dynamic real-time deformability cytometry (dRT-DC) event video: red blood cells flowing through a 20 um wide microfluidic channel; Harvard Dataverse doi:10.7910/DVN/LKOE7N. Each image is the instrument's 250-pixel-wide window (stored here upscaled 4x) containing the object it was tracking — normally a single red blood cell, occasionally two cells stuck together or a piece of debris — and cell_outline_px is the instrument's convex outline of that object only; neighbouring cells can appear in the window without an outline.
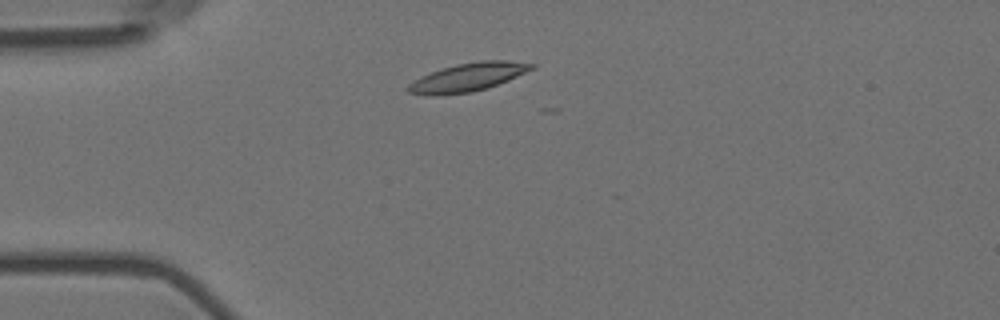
{"species": "Egyptian fruit bat (a non-hibernating species)", "species_latin": "Rousettus aegyptiacus", "temperature_condition": "room temperature", "stored_images_in_passage": 3, "camera_frame_rate_fps": 3000, "um_per_image_px": 0.085, "animal": {"sex": "female"}, "frame": {"image": 1, "passage_image": 2, "time_ms": 0.333, "image_size_px": [1000, 320], "cell_outline_px": [[536, 64], [532, 68], [508, 80], [472, 92], [432, 96], [408, 92], [404, 88], [408, 84], [420, 76], [456, 64], [480, 60], [504, 60]], "centroid_in_image_um": [39.69, 6.56], "position_along_channel_um": 45.3, "area_um2": 20.06}}